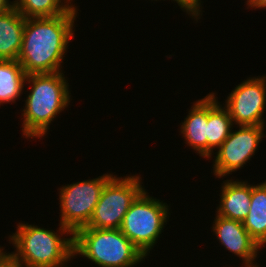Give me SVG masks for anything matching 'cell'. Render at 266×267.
I'll return each mask as SVG.
<instances>
[{"mask_svg": "<svg viewBox=\"0 0 266 267\" xmlns=\"http://www.w3.org/2000/svg\"><path fill=\"white\" fill-rule=\"evenodd\" d=\"M70 1L71 0H15L13 1V7L25 18L55 17L66 14L74 6Z\"/></svg>", "mask_w": 266, "mask_h": 267, "instance_id": "cell-17", "label": "cell"}, {"mask_svg": "<svg viewBox=\"0 0 266 267\" xmlns=\"http://www.w3.org/2000/svg\"><path fill=\"white\" fill-rule=\"evenodd\" d=\"M74 257L88 258L100 267H134L145 259L120 229L82 227L74 234Z\"/></svg>", "mask_w": 266, "mask_h": 267, "instance_id": "cell-4", "label": "cell"}, {"mask_svg": "<svg viewBox=\"0 0 266 267\" xmlns=\"http://www.w3.org/2000/svg\"><path fill=\"white\" fill-rule=\"evenodd\" d=\"M13 8V2L9 0H0V15Z\"/></svg>", "mask_w": 266, "mask_h": 267, "instance_id": "cell-19", "label": "cell"}, {"mask_svg": "<svg viewBox=\"0 0 266 267\" xmlns=\"http://www.w3.org/2000/svg\"><path fill=\"white\" fill-rule=\"evenodd\" d=\"M244 267H259V265L257 266V263H256V264H253V265H245Z\"/></svg>", "mask_w": 266, "mask_h": 267, "instance_id": "cell-23", "label": "cell"}, {"mask_svg": "<svg viewBox=\"0 0 266 267\" xmlns=\"http://www.w3.org/2000/svg\"><path fill=\"white\" fill-rule=\"evenodd\" d=\"M77 8L55 17L26 18L18 61L26 75L61 72L68 43L74 36Z\"/></svg>", "mask_w": 266, "mask_h": 267, "instance_id": "cell-1", "label": "cell"}, {"mask_svg": "<svg viewBox=\"0 0 266 267\" xmlns=\"http://www.w3.org/2000/svg\"><path fill=\"white\" fill-rule=\"evenodd\" d=\"M215 93L207 94V158L212 156L231 133L233 121L228 110L222 107Z\"/></svg>", "mask_w": 266, "mask_h": 267, "instance_id": "cell-14", "label": "cell"}, {"mask_svg": "<svg viewBox=\"0 0 266 267\" xmlns=\"http://www.w3.org/2000/svg\"><path fill=\"white\" fill-rule=\"evenodd\" d=\"M26 18L16 8L0 15V60H17Z\"/></svg>", "mask_w": 266, "mask_h": 267, "instance_id": "cell-13", "label": "cell"}, {"mask_svg": "<svg viewBox=\"0 0 266 267\" xmlns=\"http://www.w3.org/2000/svg\"><path fill=\"white\" fill-rule=\"evenodd\" d=\"M217 215L243 222L248 216L251 185L247 181L226 180L222 183Z\"/></svg>", "mask_w": 266, "mask_h": 267, "instance_id": "cell-11", "label": "cell"}, {"mask_svg": "<svg viewBox=\"0 0 266 267\" xmlns=\"http://www.w3.org/2000/svg\"><path fill=\"white\" fill-rule=\"evenodd\" d=\"M8 253L3 251V248L1 249L0 246V262L7 256Z\"/></svg>", "mask_w": 266, "mask_h": 267, "instance_id": "cell-22", "label": "cell"}, {"mask_svg": "<svg viewBox=\"0 0 266 267\" xmlns=\"http://www.w3.org/2000/svg\"><path fill=\"white\" fill-rule=\"evenodd\" d=\"M0 267H21L17 262L12 260L8 255L0 262Z\"/></svg>", "mask_w": 266, "mask_h": 267, "instance_id": "cell-20", "label": "cell"}, {"mask_svg": "<svg viewBox=\"0 0 266 267\" xmlns=\"http://www.w3.org/2000/svg\"><path fill=\"white\" fill-rule=\"evenodd\" d=\"M224 107L238 126L264 125L266 104V77H252L231 91Z\"/></svg>", "mask_w": 266, "mask_h": 267, "instance_id": "cell-9", "label": "cell"}, {"mask_svg": "<svg viewBox=\"0 0 266 267\" xmlns=\"http://www.w3.org/2000/svg\"><path fill=\"white\" fill-rule=\"evenodd\" d=\"M58 232L19 223L16 232L9 236L16 252L7 255L21 267H64L74 258V238L73 233L61 224ZM63 234L72 237L60 238Z\"/></svg>", "mask_w": 266, "mask_h": 267, "instance_id": "cell-2", "label": "cell"}, {"mask_svg": "<svg viewBox=\"0 0 266 267\" xmlns=\"http://www.w3.org/2000/svg\"><path fill=\"white\" fill-rule=\"evenodd\" d=\"M188 114L180 128L185 143L207 158V96L194 102Z\"/></svg>", "mask_w": 266, "mask_h": 267, "instance_id": "cell-12", "label": "cell"}, {"mask_svg": "<svg viewBox=\"0 0 266 267\" xmlns=\"http://www.w3.org/2000/svg\"><path fill=\"white\" fill-rule=\"evenodd\" d=\"M113 174H104L92 180L68 184L61 187L59 204L61 208L60 223L73 234L88 225L100 199L105 184Z\"/></svg>", "mask_w": 266, "mask_h": 267, "instance_id": "cell-7", "label": "cell"}, {"mask_svg": "<svg viewBox=\"0 0 266 267\" xmlns=\"http://www.w3.org/2000/svg\"><path fill=\"white\" fill-rule=\"evenodd\" d=\"M168 207L167 203L149 196L145 189L123 217L121 232L145 257L153 249L169 219Z\"/></svg>", "mask_w": 266, "mask_h": 267, "instance_id": "cell-5", "label": "cell"}, {"mask_svg": "<svg viewBox=\"0 0 266 267\" xmlns=\"http://www.w3.org/2000/svg\"><path fill=\"white\" fill-rule=\"evenodd\" d=\"M61 72L29 74L26 81L32 85L22 110L23 136L40 138L46 135L51 121L70 104V91Z\"/></svg>", "mask_w": 266, "mask_h": 267, "instance_id": "cell-3", "label": "cell"}, {"mask_svg": "<svg viewBox=\"0 0 266 267\" xmlns=\"http://www.w3.org/2000/svg\"><path fill=\"white\" fill-rule=\"evenodd\" d=\"M264 125L239 126L229 134L215 153L213 173L221 178L243 167L255 155L264 137Z\"/></svg>", "mask_w": 266, "mask_h": 267, "instance_id": "cell-8", "label": "cell"}, {"mask_svg": "<svg viewBox=\"0 0 266 267\" xmlns=\"http://www.w3.org/2000/svg\"><path fill=\"white\" fill-rule=\"evenodd\" d=\"M176 1L177 4L180 6V8L184 11H186V13H188V15H192V17H194V19H196L198 21V19H200V13L202 12L200 10L201 7V0H173Z\"/></svg>", "mask_w": 266, "mask_h": 267, "instance_id": "cell-18", "label": "cell"}, {"mask_svg": "<svg viewBox=\"0 0 266 267\" xmlns=\"http://www.w3.org/2000/svg\"><path fill=\"white\" fill-rule=\"evenodd\" d=\"M26 77L18 60H0V105L16 102L23 93Z\"/></svg>", "mask_w": 266, "mask_h": 267, "instance_id": "cell-16", "label": "cell"}, {"mask_svg": "<svg viewBox=\"0 0 266 267\" xmlns=\"http://www.w3.org/2000/svg\"><path fill=\"white\" fill-rule=\"evenodd\" d=\"M244 227L256 243L263 248L266 244V180L251 185V201Z\"/></svg>", "mask_w": 266, "mask_h": 267, "instance_id": "cell-15", "label": "cell"}, {"mask_svg": "<svg viewBox=\"0 0 266 267\" xmlns=\"http://www.w3.org/2000/svg\"><path fill=\"white\" fill-rule=\"evenodd\" d=\"M213 232L226 250L242 259L244 265H253L261 247L250 236L243 222L216 215Z\"/></svg>", "mask_w": 266, "mask_h": 267, "instance_id": "cell-10", "label": "cell"}, {"mask_svg": "<svg viewBox=\"0 0 266 267\" xmlns=\"http://www.w3.org/2000/svg\"><path fill=\"white\" fill-rule=\"evenodd\" d=\"M246 4L248 7L250 6V8H266V0H250V2Z\"/></svg>", "mask_w": 266, "mask_h": 267, "instance_id": "cell-21", "label": "cell"}, {"mask_svg": "<svg viewBox=\"0 0 266 267\" xmlns=\"http://www.w3.org/2000/svg\"><path fill=\"white\" fill-rule=\"evenodd\" d=\"M137 175L113 176L104 186L87 228L120 229L123 217L145 190Z\"/></svg>", "mask_w": 266, "mask_h": 267, "instance_id": "cell-6", "label": "cell"}]
</instances>
